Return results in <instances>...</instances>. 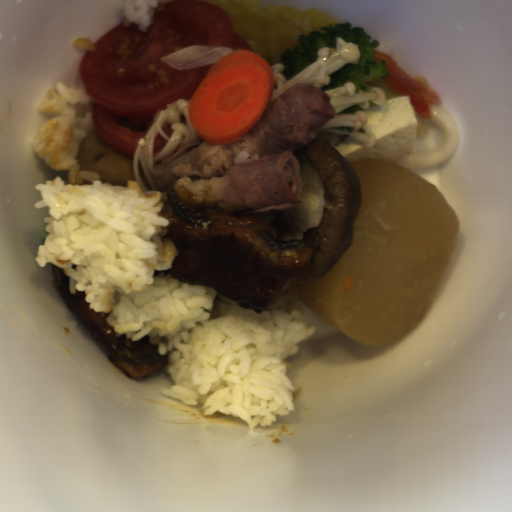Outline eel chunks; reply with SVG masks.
Returning a JSON list of instances; mask_svg holds the SVG:
<instances>
[{"label":"eel chunks","mask_w":512,"mask_h":512,"mask_svg":"<svg viewBox=\"0 0 512 512\" xmlns=\"http://www.w3.org/2000/svg\"><path fill=\"white\" fill-rule=\"evenodd\" d=\"M166 197L160 214L178 251L168 272L211 286L216 299L261 314L310 273L313 252L304 240L279 239L277 229L255 215L200 211L175 189Z\"/></svg>","instance_id":"obj_1"},{"label":"eel chunks","mask_w":512,"mask_h":512,"mask_svg":"<svg viewBox=\"0 0 512 512\" xmlns=\"http://www.w3.org/2000/svg\"><path fill=\"white\" fill-rule=\"evenodd\" d=\"M53 283L58 296L71 312L92 332L105 349L112 364L129 378L142 379L160 373L169 365L168 356H160L158 344H152L149 336L137 342L124 334L118 337L114 327L108 324L109 313L96 312L89 308L85 293L69 290V278L65 271L50 263Z\"/></svg>","instance_id":"obj_2"}]
</instances>
